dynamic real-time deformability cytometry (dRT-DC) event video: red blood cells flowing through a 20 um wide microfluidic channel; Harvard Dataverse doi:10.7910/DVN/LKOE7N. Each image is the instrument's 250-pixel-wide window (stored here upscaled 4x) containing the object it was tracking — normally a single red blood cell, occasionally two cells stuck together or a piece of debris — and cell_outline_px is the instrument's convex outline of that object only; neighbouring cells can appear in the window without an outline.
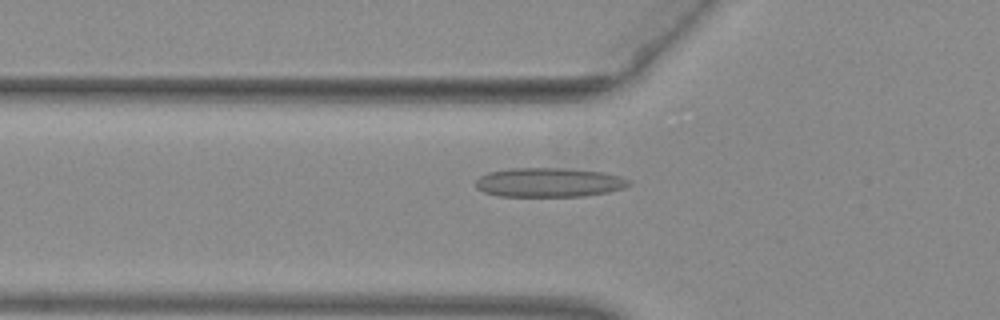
{"species": "common noctule bat (a hibernating species)", "species_latin": "Nyctalus noctula", "temperature_condition": "warm", "stored_images_in_passage": 34, "camera_frame_rate_fps": 3000, "um_per_image_px": 0.085, "animal": {"sex": "female", "body_mass_g": 29.2, "forearm_length_mm": 56.3}, "frame": {"image": 1, "passage_image": 4, "time_ms": 1.0, "image_size_px": [1000, 320], "cell_outline_px": [[632, 184], [624, 188], [608, 192], [584, 196], [496, 196], [484, 192], [476, 188], [476, 180], [480, 176], [488, 172], [512, 168], [564, 168], [604, 172], [620, 176], [632, 180]], "centroid_in_image_um": [46.69, 15.5], "position_along_channel_um": 79.1, "area_um2": 26.3}}
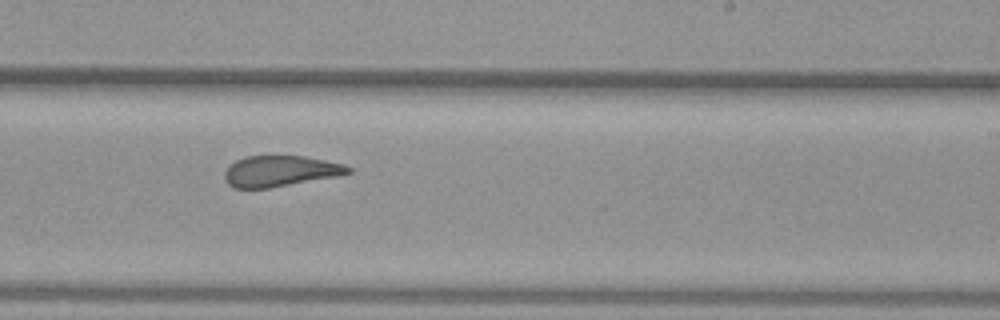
{"frame": {"image": 2, "passage_image": 18, "time_ms": 5.667, "image_size_px": [1000, 320], "cell_outline_px": [[352, 172], [340, 176], [268, 188], [236, 188], [228, 184], [224, 180], [224, 172], [236, 160], [244, 156], [304, 156], [344, 164], [352, 168]], "centroid_in_image_um": [23.84, 14.54], "position_along_channel_um": 265.2, "area_um2": 22.25}}
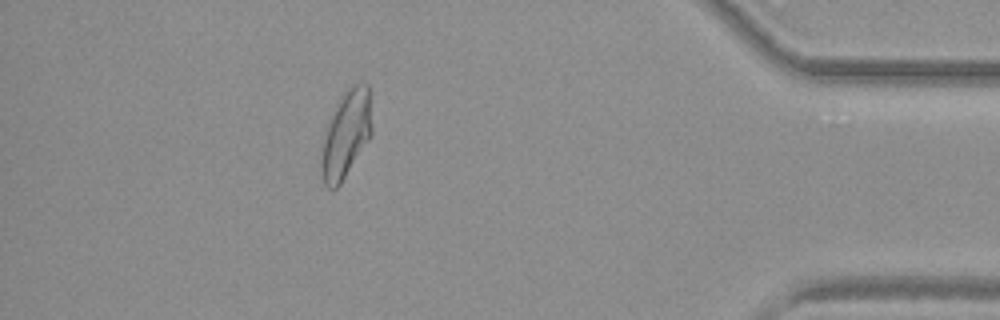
{"frame": {"image": 3, "passage_image": 32, "time_ms": 10.333, "image_size_px": [1000, 320], "cell_outline_px": [[372, 136], [340, 184], [336, 188], [328, 188], [324, 184], [320, 172], [320, 164], [324, 132], [332, 108], [344, 88], [352, 84], [368, 84], [372, 128]], "centroid_in_image_um": [29.39, 11.38], "position_along_channel_um": 405.8, "area_um2": 26.3}, "authors_computed_cell_mechanics": {"area_um2": 23.5246, "velocity_mm_per_s": 3.9823, "shape_relaxation_time_tau1_ms": null, "shape_relaxation_time_tau2_ms": 1.7404, "deformation_change_tau1": null, "deformation_change_tau2": 0.1005}}